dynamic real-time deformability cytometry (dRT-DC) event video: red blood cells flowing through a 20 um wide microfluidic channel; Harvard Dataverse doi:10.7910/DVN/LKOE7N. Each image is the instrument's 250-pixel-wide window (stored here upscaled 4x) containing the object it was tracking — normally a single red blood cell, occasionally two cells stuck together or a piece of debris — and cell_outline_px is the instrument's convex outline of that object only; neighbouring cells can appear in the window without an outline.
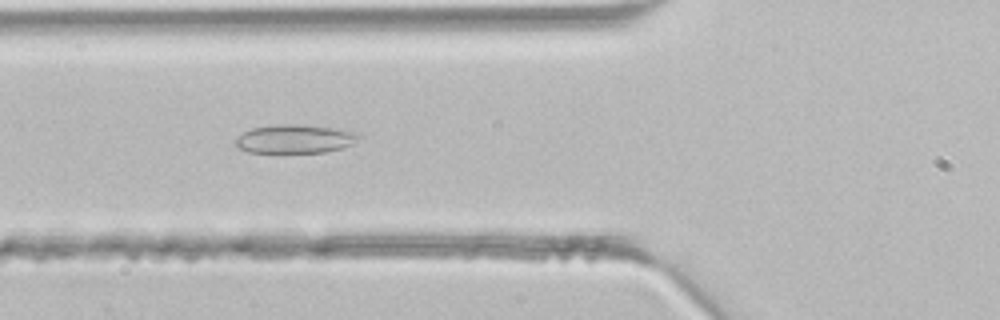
{"species": "common noctule bat (a hibernating species)", "species_latin": "Nyctalus noctula", "temperature_condition": "room temperature", "stored_images_in_passage": 42, "camera_frame_rate_fps": 3000, "um_per_image_px": 0.085, "animal": {"sex": "male", "body_mass_g": 21.5, "forearm_length_mm": 52.0}, "frame": {"image": 1, "passage_image": 15, "time_ms": 4.667, "image_size_px": [1000, 320], "cell_outline_px": [[360, 136], [352, 144], [340, 148], [324, 152], [248, 152], [240, 148], [236, 144], [236, 136], [252, 128], [276, 124], [296, 124], [332, 128], [360, 132]], "centroid_in_image_um": [25.06, 11.8], "position_along_channel_um": 100.7, "area_um2": 20.35}}
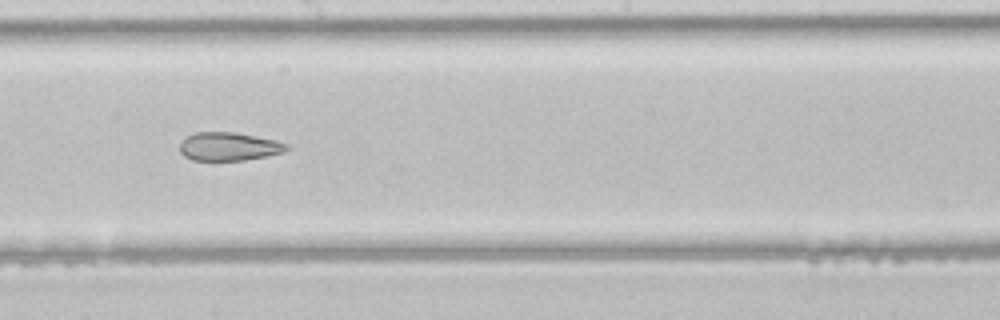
{"frame": {"image": 2, "passage_image": 23, "time_ms": 7.333, "image_size_px": [1000, 320], "cell_outline_px": [[292, 148], [284, 152], [244, 160], [192, 160], [184, 156], [180, 152], [180, 140], [196, 132], [232, 132], [272, 140], [288, 144]], "centroid_in_image_um": [19.42, 12.46], "position_along_channel_um": 228.8, "area_um2": 17.46}}
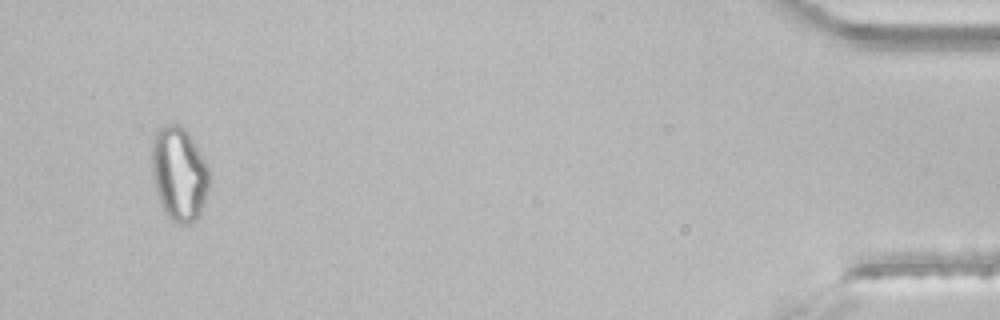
{"frame": {"image": 3, "passage_image": 40, "time_ms": 13.0, "image_size_px": [1000, 320], "cell_outline_px": [[208, 188], [200, 216], [192, 224], [176, 224], [164, 212], [160, 204], [156, 192], [152, 176], [152, 140], [156, 132], [164, 124], [176, 124], [184, 128], [188, 132], [204, 160], [208, 168]], "centroid_in_image_um": [15.2, 14.81], "position_along_channel_um": 420.0, "area_um2": 31.5}}